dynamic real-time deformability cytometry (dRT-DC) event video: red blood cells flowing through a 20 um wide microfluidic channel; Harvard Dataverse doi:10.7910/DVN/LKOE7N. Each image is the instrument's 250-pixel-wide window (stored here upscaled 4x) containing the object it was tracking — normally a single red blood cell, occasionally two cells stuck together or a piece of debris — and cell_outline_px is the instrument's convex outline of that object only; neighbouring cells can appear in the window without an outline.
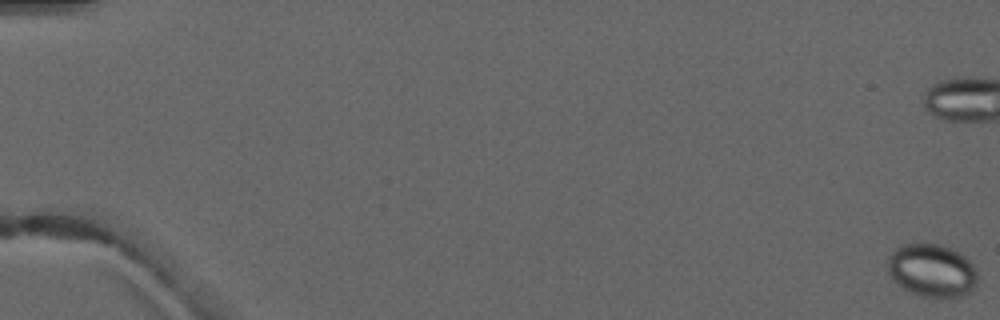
{"species": "common noctule bat (a hibernating species)", "species_latin": "Nyctalus noctula", "temperature_condition": "warm", "stored_images_in_passage": 5, "camera_frame_rate_fps": 3000, "um_per_image_px": 0.085, "animal": {"sex": "male", "forearm_length_mm": 52.5}, "frame": {"image": 1, "passage_image": 1, "time_ms": 0.0, "image_size_px": [1000, 320], "cell_outline_px": [[976, 284], [968, 292], [960, 296], [920, 296], [904, 288], [888, 272], [888, 256], [896, 248], [904, 244], [940, 244], [960, 252], [972, 264], [976, 272]], "centroid_in_image_um": [79.21, 22.96], "position_along_channel_um": 5.8, "area_um2": 27.11}}